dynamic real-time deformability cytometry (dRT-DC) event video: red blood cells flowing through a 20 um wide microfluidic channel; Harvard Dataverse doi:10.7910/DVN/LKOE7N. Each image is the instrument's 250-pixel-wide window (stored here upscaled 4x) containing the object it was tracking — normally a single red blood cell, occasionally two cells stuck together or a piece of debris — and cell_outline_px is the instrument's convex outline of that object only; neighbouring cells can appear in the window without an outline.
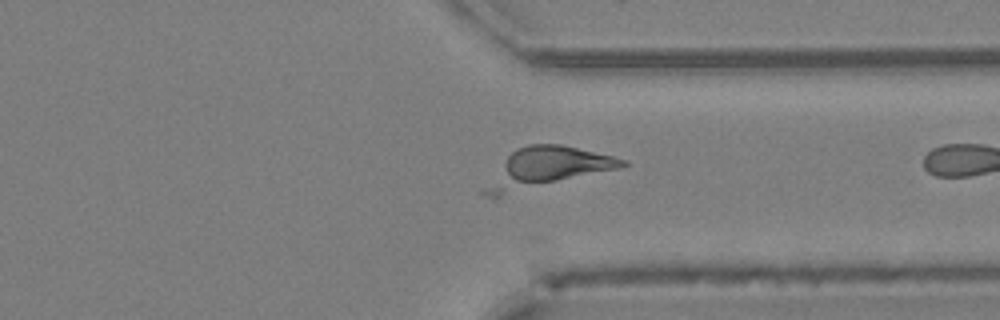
{"species": "Egyptian fruit bat (a non-hibernating species)", "species_latin": "Rousettus aegyptiacus", "temperature_condition": "cold", "stored_images_in_passage": 25, "camera_frame_rate_fps": 3000, "um_per_image_px": 0.085, "animal": {"sex": "female"}, "frame": {"image": 1, "passage_image": 24, "time_ms": 7.667, "image_size_px": [1000, 320], "cell_outline_px": [[628, 164], [620, 168], [496, 200], [480, 192], [508, 156], [516, 148], [528, 144], [560, 144], [612, 156], [628, 160]], "centroid_in_image_um": [46.43, 14.33], "position_along_channel_um": 365.0, "area_um2": 32.54}}